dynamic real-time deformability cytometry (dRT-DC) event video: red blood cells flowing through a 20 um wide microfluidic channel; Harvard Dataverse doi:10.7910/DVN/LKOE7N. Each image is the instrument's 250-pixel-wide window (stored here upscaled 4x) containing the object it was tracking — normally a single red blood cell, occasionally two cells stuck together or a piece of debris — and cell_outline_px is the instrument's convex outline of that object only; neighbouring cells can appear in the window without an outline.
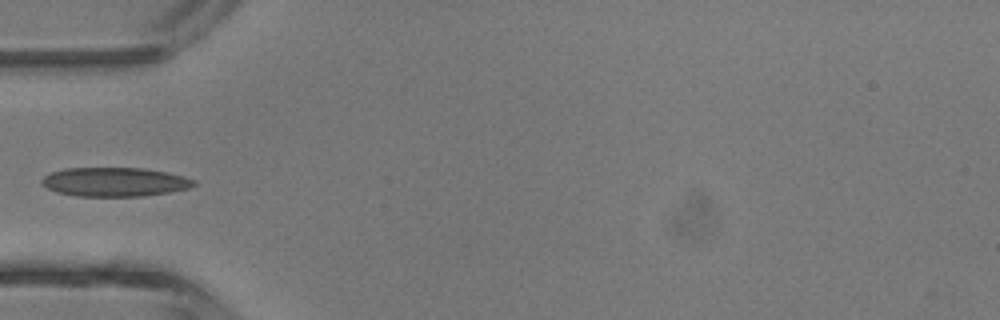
{"species": "common noctule bat (a hibernating species)", "species_latin": "Nyctalus noctula", "temperature_condition": "room temperature", "stored_images_in_passage": 4, "camera_frame_rate_fps": 3000, "um_per_image_px": 0.085, "animal": {"sex": "male", "body_mass_g": 13.3}, "frame": {"image": 1, "passage_image": 3, "time_ms": 2.333, "image_size_px": [1000, 320], "cell_outline_px": [[196, 184], [188, 188], [168, 192], [144, 196], [76, 196], [56, 192], [48, 188], [40, 180], [44, 176], [52, 172], [64, 168], [144, 168], [168, 172], [184, 176], [196, 180]], "centroid_in_image_um": [9.76, 15.46], "position_along_channel_um": 75.2, "area_um2": 25.72}}